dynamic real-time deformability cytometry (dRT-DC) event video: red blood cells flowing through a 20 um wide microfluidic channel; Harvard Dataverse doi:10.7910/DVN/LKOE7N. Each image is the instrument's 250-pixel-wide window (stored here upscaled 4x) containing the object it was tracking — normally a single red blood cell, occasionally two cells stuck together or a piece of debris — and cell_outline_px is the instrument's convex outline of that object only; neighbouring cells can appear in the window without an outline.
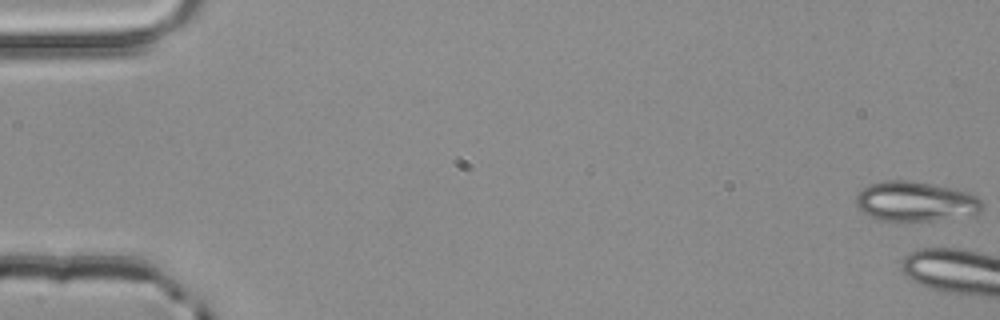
{"species": "common noctule bat (a hibernating species)", "species_latin": "Nyctalus noctula", "temperature_condition": "room temperature", "stored_images_in_passage": 3, "camera_frame_rate_fps": 3000, "um_per_image_px": 0.085, "animal": {"sex": "male", "body_mass_g": 20.4}, "frame": {"image": 1, "passage_image": 1, "time_ms": 0.0, "image_size_px": [1000, 320], "cell_outline_px": [[984, 208], [976, 216], [928, 220], [880, 220], [864, 212], [856, 204], [856, 196], [864, 188], [872, 184], [884, 180], [912, 180], [932, 184], [968, 192], [976, 196], [984, 204]], "centroid_in_image_um": [77.89, 17.12], "position_along_channel_um": 7.1, "area_um2": 29.13}}